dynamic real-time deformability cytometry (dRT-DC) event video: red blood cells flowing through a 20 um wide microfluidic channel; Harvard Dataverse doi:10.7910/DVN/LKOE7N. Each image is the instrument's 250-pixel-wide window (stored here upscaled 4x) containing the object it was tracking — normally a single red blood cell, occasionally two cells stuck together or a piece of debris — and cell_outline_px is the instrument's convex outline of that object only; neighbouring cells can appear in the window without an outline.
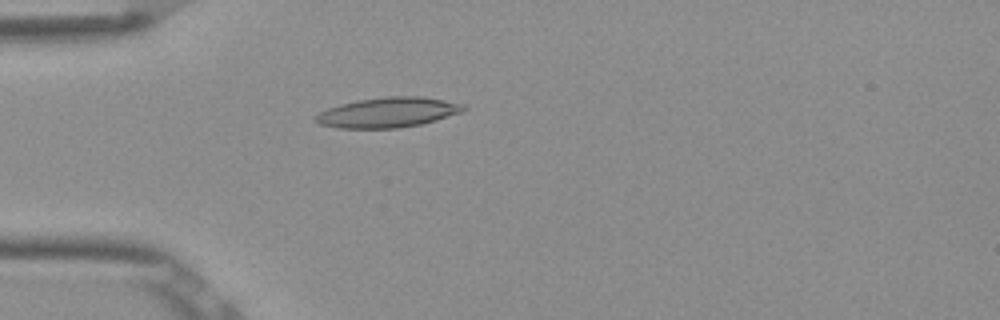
{"species": "Egyptian fruit bat (a non-hibernating species)", "species_latin": "Rousettus aegyptiacus", "temperature_condition": "room temperature", "stored_images_in_passage": 5, "camera_frame_rate_fps": 3000, "um_per_image_px": 0.085, "frame": {"image": 1, "passage_image": 5, "time_ms": 1.333, "image_size_px": [1000, 320], "cell_outline_px": [[468, 108], [464, 112], [436, 120], [420, 124], [400, 128], [340, 128], [320, 124], [312, 120], [312, 116], [328, 108], [340, 104], [360, 100], [388, 96], [420, 96], [444, 100], [464, 104]], "centroid_in_image_um": [32.99, 9.56], "position_along_channel_um": 52.0, "area_um2": 26.01}}